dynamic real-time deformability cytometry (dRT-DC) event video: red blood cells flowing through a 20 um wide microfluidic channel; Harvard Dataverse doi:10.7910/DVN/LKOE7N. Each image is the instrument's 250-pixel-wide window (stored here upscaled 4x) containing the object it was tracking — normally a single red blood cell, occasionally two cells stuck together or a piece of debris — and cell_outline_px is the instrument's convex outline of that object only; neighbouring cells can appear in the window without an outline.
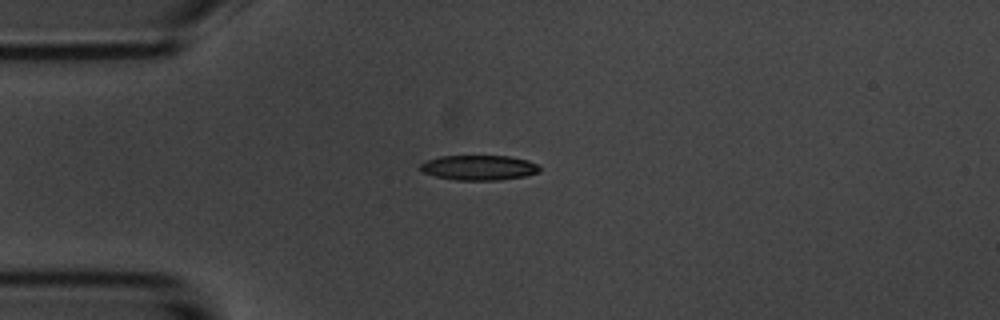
{"species": "common noctule bat (a hibernating species)", "species_latin": "Nyctalus noctula", "temperature_condition": "room temperature", "stored_images_in_passage": 7, "camera_frame_rate_fps": 3000, "um_per_image_px": 0.085, "animal": {"sex": "male", "body_mass_g": 20.1, "forearm_length_mm": 53.5}, "frame": {"image": 1, "passage_image": 1, "time_ms": 0.0, "image_size_px": [1000, 320], "cell_outline_px": [[540, 172], [524, 176], [496, 180], [456, 180], [436, 176], [424, 172], [420, 168], [420, 164], [424, 160], [440, 156], [508, 156], [528, 160], [536, 164], [540, 168]], "centroid_in_image_um": [40.69, 14.24], "position_along_channel_um": 44.3, "area_um2": 17.28}}
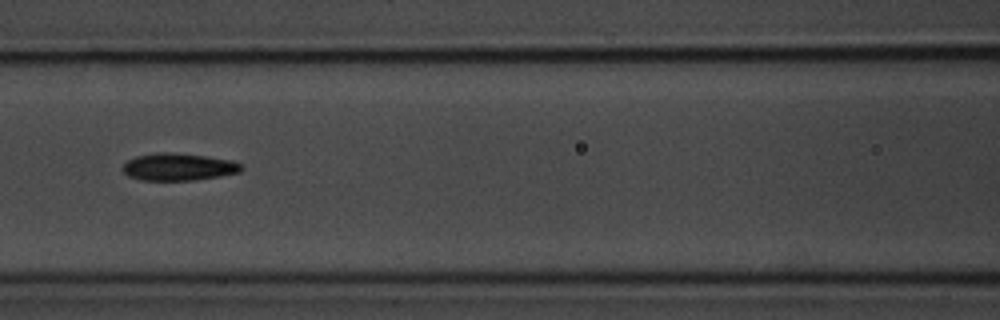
{"frame": {"image": 2, "passage_image": 4, "time_ms": 3.333, "image_size_px": [1000, 320], "cell_outline_px": [[244, 168], [240, 172], [220, 176], [192, 180], [140, 180], [128, 176], [124, 172], [124, 164], [128, 160], [136, 156], [156, 152], [168, 152], [204, 156], [232, 160], [244, 164]], "centroid_in_image_um": [15.2, 14.18], "position_along_channel_um": 151.4, "area_um2": 18.84}}
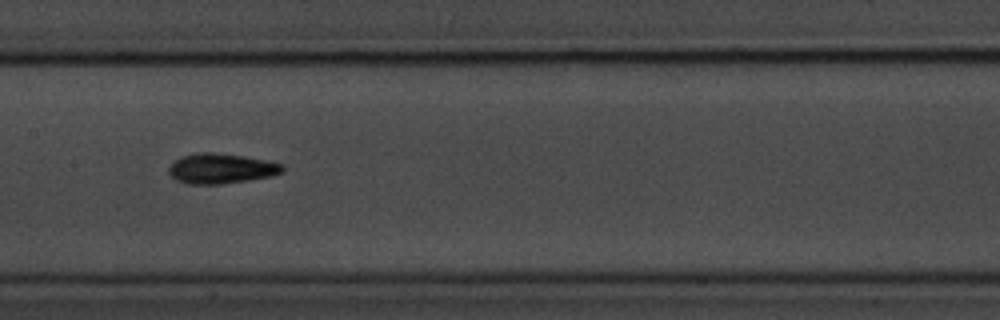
{"frame": {"image": 3, "passage_image": 5, "time_ms": 4.333, "image_size_px": [1000, 320], "cell_outline_px": [[284, 172], [272, 176], [248, 180], [220, 184], [188, 184], [176, 180], [168, 172], [168, 168], [180, 156], [196, 152], [216, 152], [244, 156], [284, 164]], "centroid_in_image_um": [18.8, 14.32], "position_along_channel_um": 188.6, "area_um2": 20.06}}